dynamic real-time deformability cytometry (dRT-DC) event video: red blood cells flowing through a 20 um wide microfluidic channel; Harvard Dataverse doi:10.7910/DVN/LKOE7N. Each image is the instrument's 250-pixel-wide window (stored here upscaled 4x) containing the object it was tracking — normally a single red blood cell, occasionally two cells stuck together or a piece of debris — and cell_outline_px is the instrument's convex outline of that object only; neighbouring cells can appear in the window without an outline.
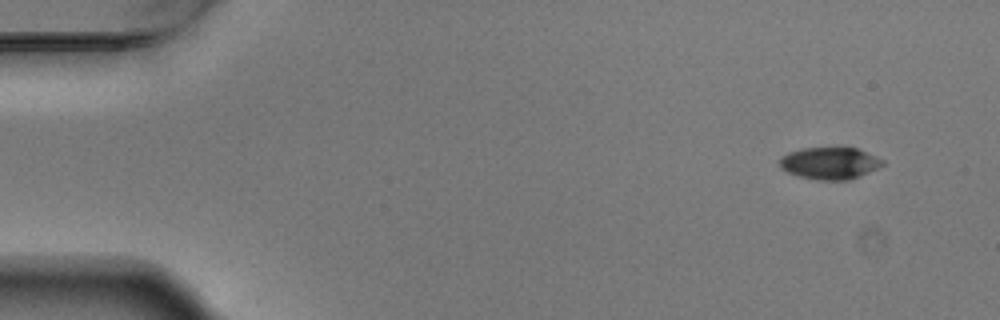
{"species": "Egyptian fruit bat (a non-hibernating species)", "species_latin": "Rousettus aegyptiacus", "temperature_condition": "warm", "stored_images_in_passage": 3, "camera_frame_rate_fps": 3000, "um_per_image_px": 0.085, "animal": {"sex": "male"}, "frame": {"image": 1, "passage_image": 1, "time_ms": 0.0, "image_size_px": [1000, 320], "cell_outline_px": [[884, 164], [860, 176], [848, 180], [820, 180], [800, 176], [788, 172], [780, 168], [780, 160], [788, 152], [800, 148], [856, 148], [884, 160]], "centroid_in_image_um": [70.52, 13.87], "position_along_channel_um": 14.5, "area_um2": 18.9}}